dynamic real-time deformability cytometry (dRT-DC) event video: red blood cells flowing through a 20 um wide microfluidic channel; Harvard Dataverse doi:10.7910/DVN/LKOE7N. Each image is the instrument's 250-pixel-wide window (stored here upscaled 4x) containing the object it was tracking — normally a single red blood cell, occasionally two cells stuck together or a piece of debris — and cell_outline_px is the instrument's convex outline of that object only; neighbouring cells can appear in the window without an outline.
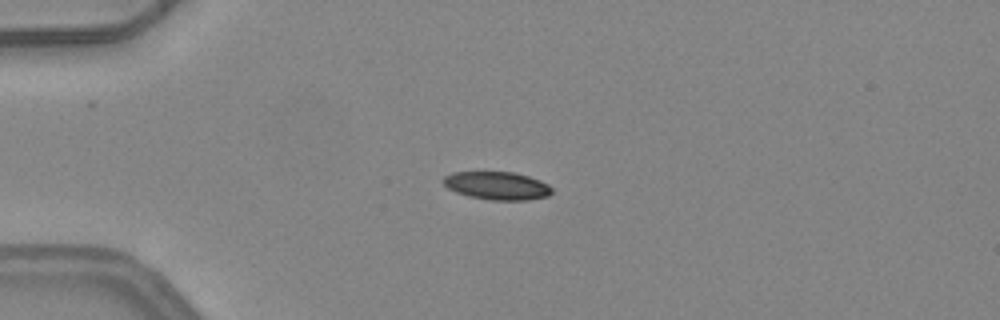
{"species": "common noctule bat (a hibernating species)", "species_latin": "Nyctalus noctula", "temperature_condition": "warm", "stored_images_in_passage": 3, "camera_frame_rate_fps": 3000, "um_per_image_px": 0.085, "animal": {"sex": "female", "body_mass_g": 24.6, "forearm_length_mm": 56.2}, "frame": {"image": 1, "passage_image": 2, "time_ms": 0.333, "image_size_px": [1000, 320], "cell_outline_px": [[552, 192], [548, 196], [528, 200], [492, 200], [468, 196], [456, 192], [448, 188], [440, 180], [444, 176], [452, 172], [512, 172], [528, 176], [540, 180], [548, 184], [552, 188]], "centroid_in_image_um": [42.23, 15.78], "position_along_channel_um": 42.8, "area_um2": 17.8}}